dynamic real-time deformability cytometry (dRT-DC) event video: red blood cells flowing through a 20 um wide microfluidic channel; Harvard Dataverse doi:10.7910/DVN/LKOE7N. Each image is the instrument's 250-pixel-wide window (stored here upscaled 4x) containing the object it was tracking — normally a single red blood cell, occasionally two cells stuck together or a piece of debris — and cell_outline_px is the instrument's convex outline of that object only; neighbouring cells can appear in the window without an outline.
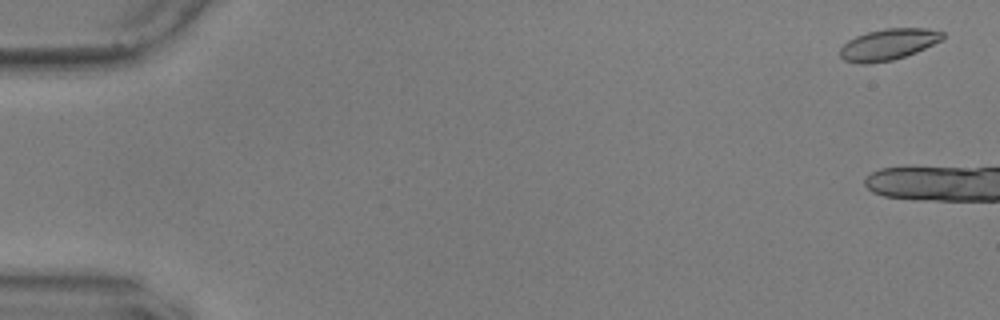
{"species": "common noctule bat (a hibernating species)", "species_latin": "Nyctalus noctula", "temperature_condition": "warm", "stored_images_in_passage": 7, "camera_frame_rate_fps": 3000, "um_per_image_px": 0.085, "animal": {"sex": "male", "body_mass_g": 17.9, "forearm_length_mm": 54.2}, "frame": {"image": 1, "passage_image": 2, "time_ms": 0.333, "image_size_px": [1000, 320], "cell_outline_px": [[944, 36], [940, 40], [916, 52], [892, 60], [864, 64], [860, 64], [844, 60], [840, 56], [840, 48], [848, 40], [856, 36], [868, 32], [884, 28], [928, 28], [944, 32]], "centroid_in_image_um": [75.48, 3.77], "position_along_channel_um": 9.5, "area_um2": 18.5}}